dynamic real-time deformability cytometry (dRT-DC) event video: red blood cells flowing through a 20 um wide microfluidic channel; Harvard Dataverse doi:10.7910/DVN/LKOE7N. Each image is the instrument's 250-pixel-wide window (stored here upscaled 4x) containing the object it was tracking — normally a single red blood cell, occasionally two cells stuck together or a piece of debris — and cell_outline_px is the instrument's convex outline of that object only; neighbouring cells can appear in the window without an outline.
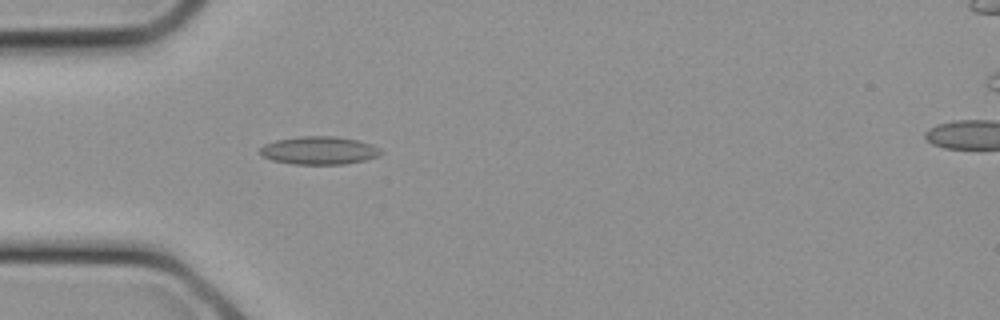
{"species": "common noctule bat (a hibernating species)", "species_latin": "Nyctalus noctula", "temperature_condition": "cold", "stored_images_in_passage": 16, "camera_frame_rate_fps": 3000, "um_per_image_px": 0.085, "animal": {"sex": "female", "body_mass_g": 21.9}, "frame": {"image": 1, "passage_image": 8, "time_ms": 2.333, "image_size_px": [1000, 320], "cell_outline_px": [[384, 152], [380, 156], [364, 160], [344, 164], [292, 164], [272, 160], [260, 156], [260, 148], [264, 144], [276, 140], [300, 136], [336, 136], [356, 140], [372, 144], [380, 148]], "centroid_in_image_um": [27.13, 12.79], "position_along_channel_um": 57.9, "area_um2": 19.88}}
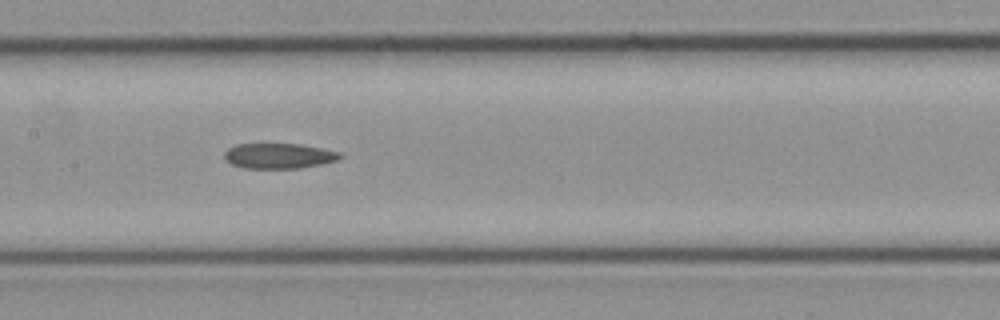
{"frame": {"image": 2, "passage_image": 13, "time_ms": 4.0, "image_size_px": [1000, 320], "cell_outline_px": [[344, 156], [336, 160], [324, 164], [300, 168], [244, 168], [232, 164], [224, 160], [224, 152], [228, 148], [236, 144], [300, 144], [340, 152]], "centroid_in_image_um": [23.69, 13.25], "position_along_channel_um": 183.7, "area_um2": 17.11}}
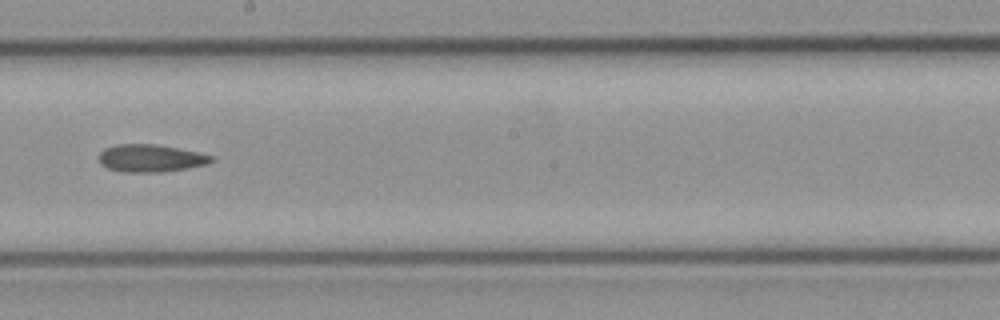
{"frame": {"image": 3, "passage_image": 15, "time_ms": 4.667, "image_size_px": [1000, 320], "cell_outline_px": [[216, 160], [208, 164], [160, 172], [120, 172], [108, 168], [100, 164], [96, 156], [104, 148], [120, 144], [156, 144], [200, 152], [216, 156]], "centroid_in_image_um": [12.81, 13.44], "position_along_channel_um": 235.4, "area_um2": 18.32}}